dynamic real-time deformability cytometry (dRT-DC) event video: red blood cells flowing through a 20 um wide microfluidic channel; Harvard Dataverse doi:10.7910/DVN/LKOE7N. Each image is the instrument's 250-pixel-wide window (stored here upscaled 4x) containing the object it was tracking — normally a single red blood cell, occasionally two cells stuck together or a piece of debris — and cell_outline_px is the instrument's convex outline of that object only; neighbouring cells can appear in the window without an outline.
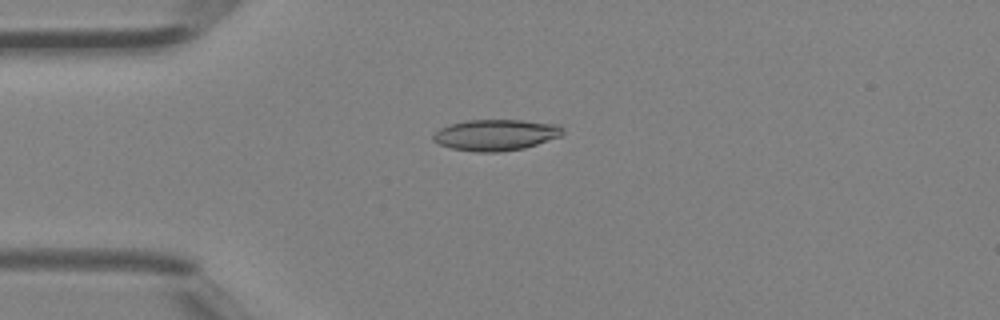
{"species": "Egyptian fruit bat (a non-hibernating species)", "species_latin": "Rousettus aegyptiacus", "temperature_condition": "room temperature", "stored_images_in_passage": 35, "camera_frame_rate_fps": 3000, "um_per_image_px": 0.085, "animal": {"sex": "female"}, "frame": {"image": 1, "passage_image": 1, "time_ms": 0.0, "image_size_px": [1000, 320], "cell_outline_px": [[564, 132], [560, 136], [524, 148], [500, 152], [476, 152], [452, 148], [440, 144], [432, 140], [432, 136], [440, 128], [452, 124], [468, 120], [524, 120], [560, 124], [564, 128]], "centroid_in_image_um": [42.17, 11.46], "position_along_channel_um": 42.8, "area_um2": 23.47}}
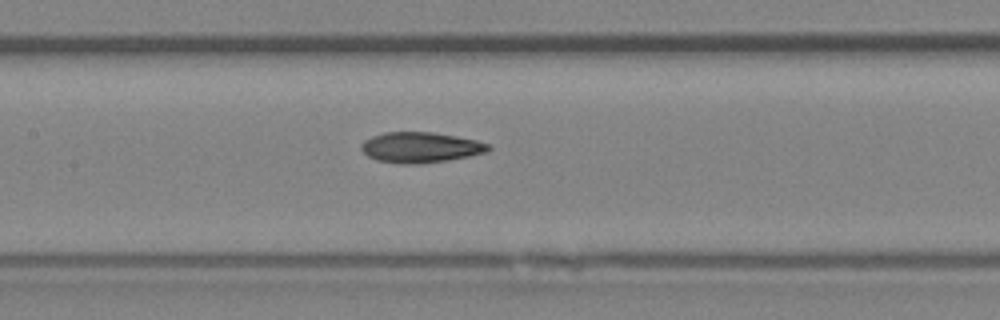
{"frame": {"image": 2, "passage_image": 11, "time_ms": 3.333, "image_size_px": [1000, 320], "cell_outline_px": [[492, 148], [488, 152], [448, 160], [420, 164], [400, 164], [376, 160], [368, 156], [360, 148], [360, 144], [364, 140], [372, 136], [384, 132], [432, 132], [456, 136], [476, 140], [488, 144]], "centroid_in_image_um": [35.72, 12.53], "position_along_channel_um": 171.7, "area_um2": 22.72}}
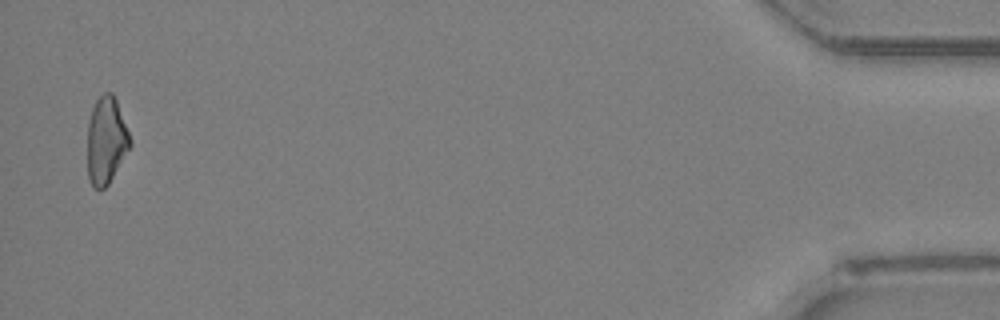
{"frame": {"image": 3, "passage_image": 34, "time_ms": 11.0, "image_size_px": [1000, 320], "cell_outline_px": [[132, 144], [108, 184], [104, 188], [96, 188], [88, 180], [88, 120], [92, 108], [96, 100], [104, 92], [112, 92], [116, 100], [132, 140]], "centroid_in_image_um": [9.03, 11.92], "position_along_channel_um": 426.2, "area_um2": 21.5}, "authors_computed_cell_mechanics": {"area_um2": 22.0796, "velocity_mm_per_s": 4.5079, "shape_relaxation_time_tau1_ms": null, "shape_relaxation_time_tau2_ms": 3.9948, "deformation_change_tau1": null, "deformation_change_tau2": 0.1143}}